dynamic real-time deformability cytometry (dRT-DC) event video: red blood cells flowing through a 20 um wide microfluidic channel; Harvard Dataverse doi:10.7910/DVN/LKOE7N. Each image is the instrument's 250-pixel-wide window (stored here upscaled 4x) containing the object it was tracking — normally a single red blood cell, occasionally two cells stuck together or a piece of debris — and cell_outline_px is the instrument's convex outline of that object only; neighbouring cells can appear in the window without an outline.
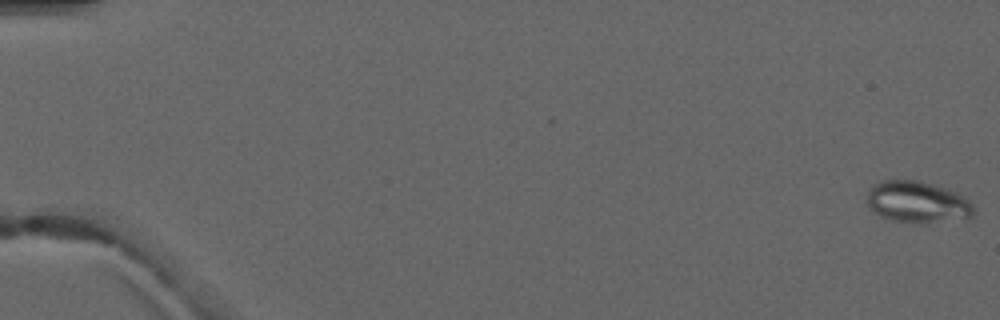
{"species": "common noctule bat (a hibernating species)", "species_latin": "Nyctalus noctula", "temperature_condition": "warm", "stored_images_in_passage": 5, "camera_frame_rate_fps": 3000, "um_per_image_px": 0.085, "animal": {"sex": "male", "forearm_length_mm": 52.5}, "frame": {"image": 1, "passage_image": 1, "time_ms": 0.0, "image_size_px": [1000, 320], "cell_outline_px": [[976, 212], [972, 216], [928, 220], [892, 220], [880, 216], [868, 204], [868, 192], [872, 184], [880, 180], [916, 180], [944, 188], [956, 192], [964, 196], [972, 204]], "centroid_in_image_um": [77.93, 17.1], "position_along_channel_um": 7.1, "area_um2": 24.57}}